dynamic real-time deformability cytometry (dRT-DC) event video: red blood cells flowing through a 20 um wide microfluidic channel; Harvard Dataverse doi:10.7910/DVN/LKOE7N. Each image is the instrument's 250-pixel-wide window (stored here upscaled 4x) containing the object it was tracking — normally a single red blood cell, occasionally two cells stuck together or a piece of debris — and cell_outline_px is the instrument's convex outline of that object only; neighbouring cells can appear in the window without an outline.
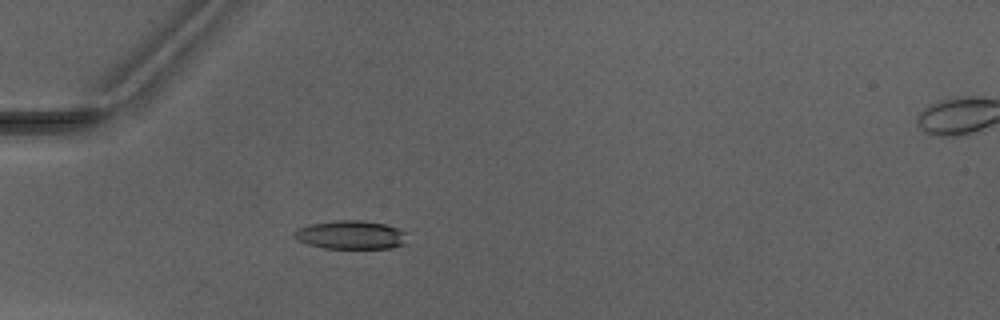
{"species": "Egyptian fruit bat (a non-hibernating species)", "species_latin": "Rousettus aegyptiacus", "temperature_condition": "warm", "stored_images_in_passage": 4, "camera_frame_rate_fps": 3000, "um_per_image_px": 0.085, "animal": {"sex": "male"}, "frame": {"image": 1, "passage_image": 3, "time_ms": 2.333, "image_size_px": [1000, 320], "cell_outline_px": [[404, 244], [392, 248], [324, 248], [308, 244], [292, 236], [292, 232], [300, 228], [312, 224], [336, 220], [364, 220], [384, 224], [396, 228], [404, 232]], "centroid_in_image_um": [29.79, 19.96], "position_along_channel_um": 55.2, "area_um2": 18.5}}